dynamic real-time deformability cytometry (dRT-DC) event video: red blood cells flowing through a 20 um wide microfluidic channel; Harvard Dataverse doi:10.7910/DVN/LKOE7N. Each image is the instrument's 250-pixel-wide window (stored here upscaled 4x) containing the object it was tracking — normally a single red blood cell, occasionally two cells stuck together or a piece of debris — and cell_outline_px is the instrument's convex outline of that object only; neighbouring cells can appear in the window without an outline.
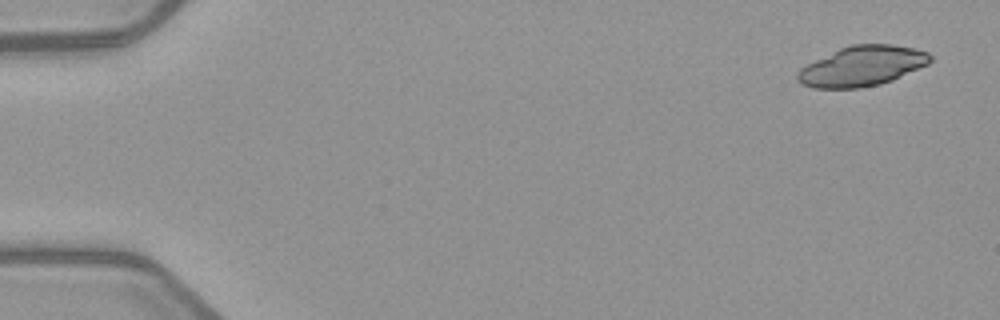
{"species": "common noctule bat (a hibernating species)", "species_latin": "Nyctalus noctula", "temperature_condition": "warm", "stored_images_in_passage": 5, "camera_frame_rate_fps": 3000, "um_per_image_px": 0.085, "animal": {"sex": "female", "body_mass_g": 21.9}, "frame": {"image": 1, "passage_image": 1, "time_ms": 0.0, "image_size_px": [1000, 320], "cell_outline_px": [[932, 60], [928, 64], [892, 80], [880, 84], [860, 88], [812, 88], [796, 80], [796, 72], [800, 68], [840, 48], [852, 44], [892, 44], [912, 48], [928, 52], [932, 56]], "centroid_in_image_um": [73.28, 5.62], "position_along_channel_um": 11.7, "area_um2": 30.81}}